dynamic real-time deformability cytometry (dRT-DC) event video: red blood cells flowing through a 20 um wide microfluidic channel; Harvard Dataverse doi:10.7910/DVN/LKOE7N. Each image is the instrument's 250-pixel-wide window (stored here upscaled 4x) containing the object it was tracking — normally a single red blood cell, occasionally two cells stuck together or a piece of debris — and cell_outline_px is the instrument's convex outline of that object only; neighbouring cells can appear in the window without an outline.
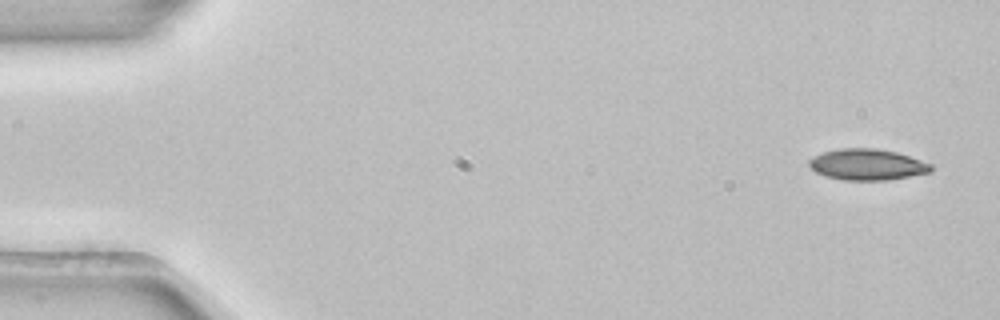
{"species": "common noctule bat (a hibernating species)", "species_latin": "Nyctalus noctula", "temperature_condition": "room temperature", "stored_images_in_passage": 4, "camera_frame_rate_fps": 3000, "um_per_image_px": 0.085, "animal": {"sex": "female", "body_mass_g": 22.7, "forearm_length_mm": 54.2}, "frame": {"image": 1, "passage_image": 1, "time_ms": 0.0, "image_size_px": [1000, 320], "cell_outline_px": [[932, 172], [888, 180], [844, 180], [824, 176], [816, 172], [808, 164], [808, 160], [812, 156], [824, 152], [840, 148], [876, 148], [896, 152], [932, 164]], "centroid_in_image_um": [73.7, 13.99], "position_along_channel_um": 11.3, "area_um2": 22.14}}
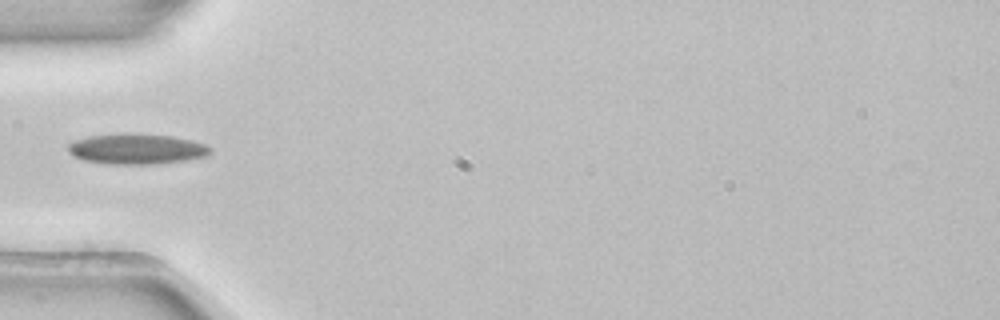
{"frame": {"image": 2, "passage_image": 4, "time_ms": 1.0, "image_size_px": [1000, 320], "cell_outline_px": [[212, 152], [208, 156], [184, 160], [156, 164], [108, 164], [84, 160], [68, 152], [68, 144], [76, 140], [88, 136], [124, 132], [132, 132], [172, 136], [192, 140], [208, 144], [212, 148]], "centroid_in_image_um": [11.66, 12.64], "position_along_channel_um": 73.3, "area_um2": 25.66}}